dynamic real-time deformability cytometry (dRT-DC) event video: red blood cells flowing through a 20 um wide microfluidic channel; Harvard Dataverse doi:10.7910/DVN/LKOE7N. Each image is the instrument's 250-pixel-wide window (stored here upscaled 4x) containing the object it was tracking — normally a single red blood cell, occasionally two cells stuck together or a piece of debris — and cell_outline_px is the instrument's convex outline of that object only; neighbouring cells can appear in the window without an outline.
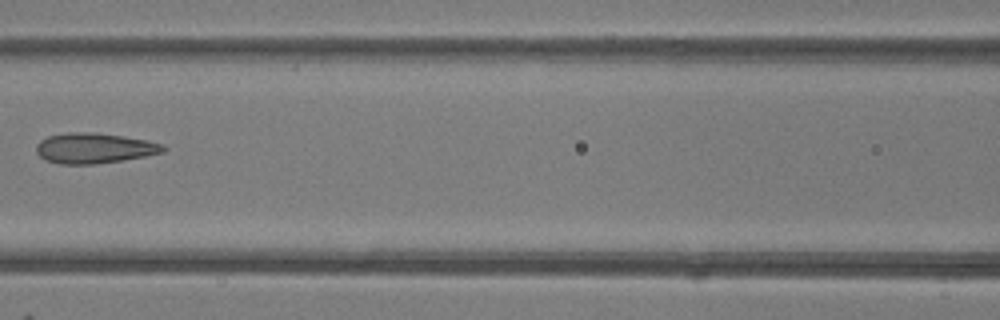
{"species": "common noctule bat (a hibernating species)", "species_latin": "Nyctalus noctula", "temperature_condition": "room temperature", "stored_images_in_passage": 7, "camera_frame_rate_fps": 3000, "um_per_image_px": 0.085, "animal": {"sex": "female"}, "frame": {"image": 1, "passage_image": 7, "time_ms": 6.667, "image_size_px": [1000, 320], "cell_outline_px": [[168, 148], [164, 152], [144, 156], [120, 160], [92, 164], [60, 164], [44, 160], [36, 152], [36, 144], [40, 140], [48, 136], [68, 132], [92, 132], [124, 136], [164, 144]], "centroid_in_image_um": [7.99, 12.59], "position_along_channel_um": 158.6, "area_um2": 22.43}}